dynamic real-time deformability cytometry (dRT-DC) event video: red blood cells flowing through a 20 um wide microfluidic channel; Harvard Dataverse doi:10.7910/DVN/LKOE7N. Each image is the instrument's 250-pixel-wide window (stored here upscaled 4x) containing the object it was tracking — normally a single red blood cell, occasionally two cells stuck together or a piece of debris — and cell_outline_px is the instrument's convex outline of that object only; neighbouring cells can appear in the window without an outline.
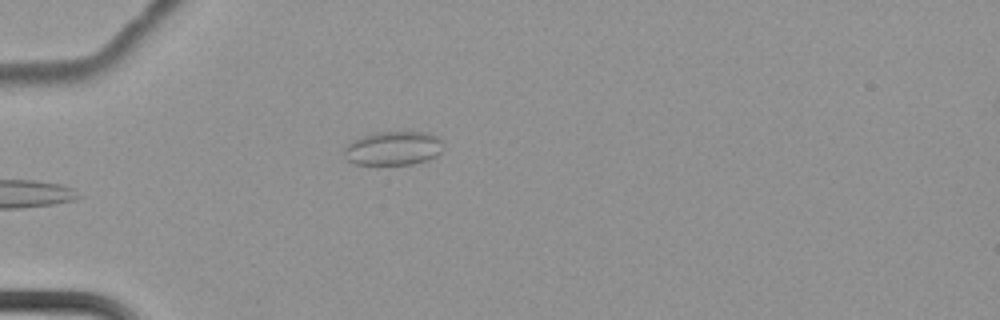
{"species": "common noctule bat (a hibernating species)", "species_latin": "Nyctalus noctula", "temperature_condition": "cold", "stored_images_in_passage": 2, "camera_frame_rate_fps": 3000, "um_per_image_px": 0.085, "animal": {"sex": "female", "body_mass_g": 22.7, "forearm_length_mm": 54.2}, "frame": {"image": 1, "passage_image": 2, "time_ms": 0.333, "image_size_px": [1000, 320], "cell_outline_px": [[444, 144], [440, 152], [436, 156], [428, 160], [412, 164], [352, 164], [344, 156], [344, 148], [352, 140], [376, 132], [428, 132], [440, 136], [444, 140]], "centroid_in_image_um": [33.47, 12.59], "position_along_channel_um": 51.5, "area_um2": 19.83}}